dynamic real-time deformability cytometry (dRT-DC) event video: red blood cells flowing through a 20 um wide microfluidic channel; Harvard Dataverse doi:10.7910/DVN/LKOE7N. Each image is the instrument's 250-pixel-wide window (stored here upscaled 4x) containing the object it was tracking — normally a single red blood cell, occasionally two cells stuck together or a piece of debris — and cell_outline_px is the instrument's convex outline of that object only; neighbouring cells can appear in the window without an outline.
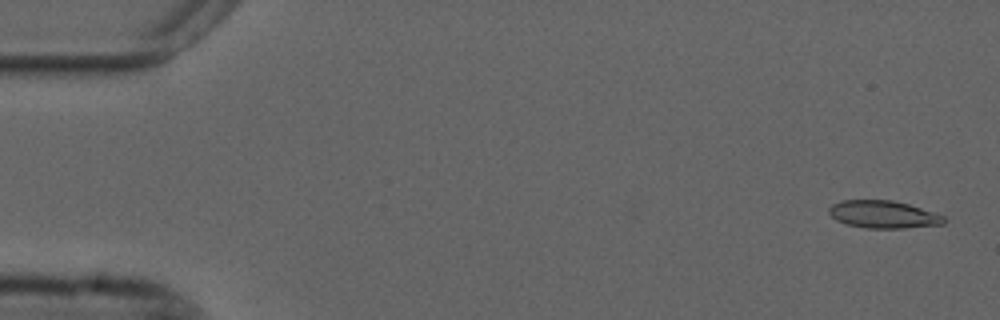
{"species": "common noctule bat (a hibernating species)", "species_latin": "Nyctalus noctula", "temperature_condition": "cold", "stored_images_in_passage": 15, "camera_frame_rate_fps": 3000, "um_per_image_px": 0.085, "animal": {"sex": "male", "forearm_length_mm": 52.5}, "frame": {"image": 1, "passage_image": 2, "time_ms": 0.333, "image_size_px": [1000, 320], "cell_outline_px": [[948, 220], [944, 224], [904, 228], [864, 228], [848, 224], [836, 220], [828, 212], [828, 208], [832, 204], [840, 200], [892, 200], [908, 204], [944, 216]], "centroid_in_image_um": [75.07, 18.22], "position_along_channel_um": 9.9, "area_um2": 18.44}}
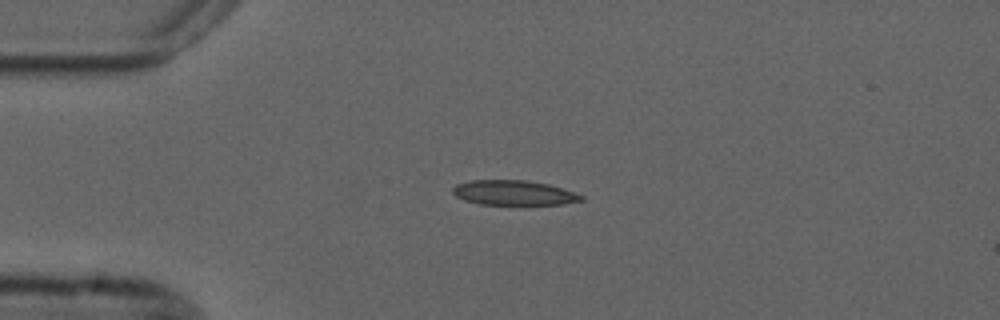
{"frame": {"image": 2, "passage_image": 13, "time_ms": 4.0, "image_size_px": [1000, 320], "cell_outline_px": [[584, 200], [564, 204], [480, 204], [464, 200], [456, 196], [452, 192], [452, 188], [456, 184], [472, 180], [528, 180], [548, 184], [584, 196]], "centroid_in_image_um": [43.64, 16.38], "position_along_channel_um": 41.4, "area_um2": 18.44}}